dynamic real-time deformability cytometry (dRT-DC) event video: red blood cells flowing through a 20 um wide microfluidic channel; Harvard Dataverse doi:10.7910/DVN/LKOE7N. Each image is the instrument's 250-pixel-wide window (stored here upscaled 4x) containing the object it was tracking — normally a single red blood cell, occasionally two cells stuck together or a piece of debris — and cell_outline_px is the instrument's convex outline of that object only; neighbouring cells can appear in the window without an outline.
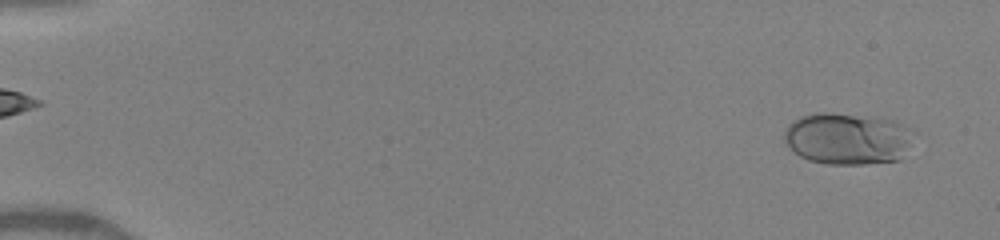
{"species": "human", "species_latin": "Homo sapiens", "temperature_condition": "warm", "stored_images_in_passage": 46, "camera_frame_rate_fps": 3000, "um_per_image_px": 0.085, "donor": {"sex": "female"}, "frame": {"image": 1, "passage_image": 2, "time_ms": 0.333, "image_size_px": [1000, 240], "cell_outline_px": [[912, 128], [908, 144], [900, 160], [864, 164], [824, 164], [808, 160], [800, 156], [784, 140], [784, 132], [788, 124], [792, 120], [800, 116], [816, 112], [828, 112], [876, 116], [896, 120]], "centroid_in_image_um": [72.02, 11.75], "position_along_channel_um": 13.0, "area_um2": 39.36}}
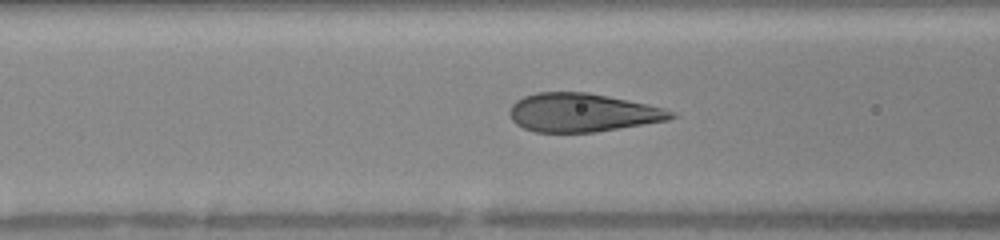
{"frame": {"image": 2, "passage_image": 21, "time_ms": 6.333, "image_size_px": [1000, 240], "cell_outline_px": [[680, 116], [668, 120], [596, 132], [536, 132], [524, 128], [516, 124], [512, 120], [508, 112], [512, 104], [516, 100], [524, 96], [536, 92], [588, 92], [648, 104], [664, 108]], "centroid_in_image_um": [49.49, 9.57], "position_along_channel_um": 117.1, "area_um2": 36.3}}
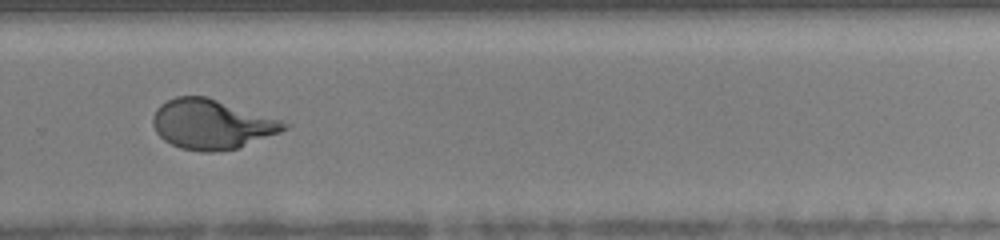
{"frame": {"image": 3, "passage_image": 44, "time_ms": 11.0, "image_size_px": [1000, 240], "cell_outline_px": [[292, 124], [288, 128], [280, 132], [236, 148], [216, 152], [200, 152], [180, 148], [164, 140], [156, 132], [152, 124], [152, 116], [156, 108], [160, 104], [176, 96], [208, 96]], "centroid_in_image_um": [17.96, 10.55], "position_along_channel_um": 311.8, "area_um2": 37.97}}